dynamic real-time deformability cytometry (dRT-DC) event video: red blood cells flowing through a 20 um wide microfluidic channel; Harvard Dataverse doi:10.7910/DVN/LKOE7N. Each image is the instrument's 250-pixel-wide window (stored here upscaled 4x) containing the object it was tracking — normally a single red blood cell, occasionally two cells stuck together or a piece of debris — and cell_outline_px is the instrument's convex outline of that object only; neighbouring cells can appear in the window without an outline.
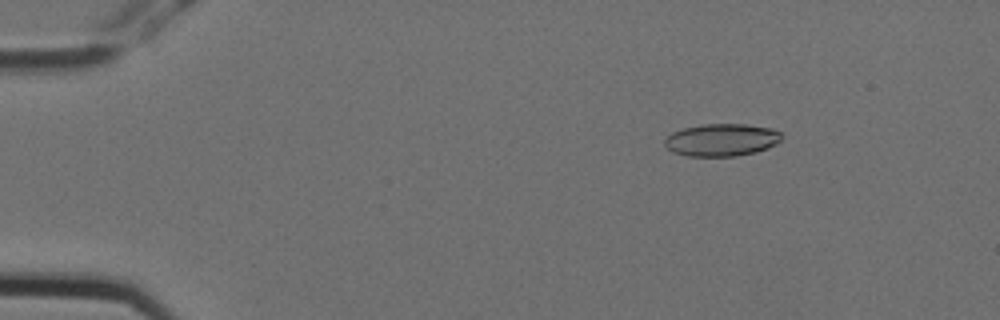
{"species": "Egyptian fruit bat (a non-hibernating species)", "species_latin": "Rousettus aegyptiacus", "temperature_condition": "cold", "stored_images_in_passage": 9, "camera_frame_rate_fps": 3000, "um_per_image_px": 0.085, "animal": {"sex": "female"}, "frame": {"image": 1, "passage_image": 3, "time_ms": 0.667, "image_size_px": [1000, 320], "cell_outline_px": [[784, 136], [776, 144], [768, 148], [756, 152], [736, 156], [688, 156], [672, 152], [664, 144], [664, 140], [672, 132], [684, 128], [700, 124], [748, 124], [772, 128], [780, 132]], "centroid_in_image_um": [61.36, 11.89], "position_along_channel_um": 23.6, "area_um2": 22.31}}
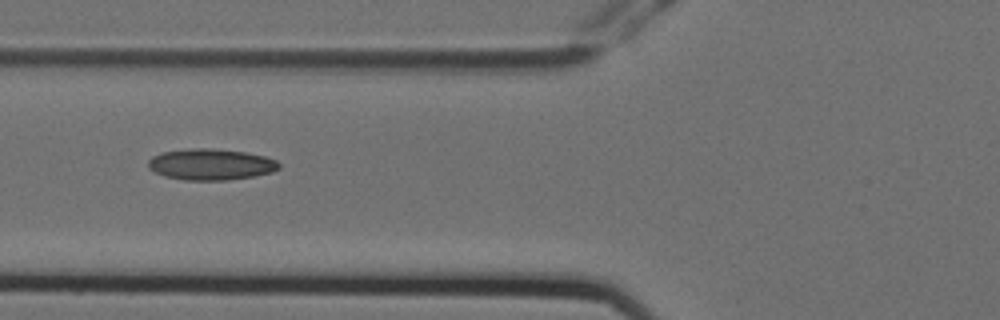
{"frame": {"image": 2, "passage_image": 7, "time_ms": 2.0, "image_size_px": [1000, 320], "cell_outline_px": [[280, 168], [272, 172], [252, 176], [228, 180], [184, 180], [164, 176], [148, 168], [148, 160], [152, 156], [164, 152], [192, 148], [212, 148], [244, 152], [264, 156], [276, 160], [280, 164]], "centroid_in_image_um": [17.92, 13.97], "position_along_channel_um": 107.9, "area_um2": 23.7}}
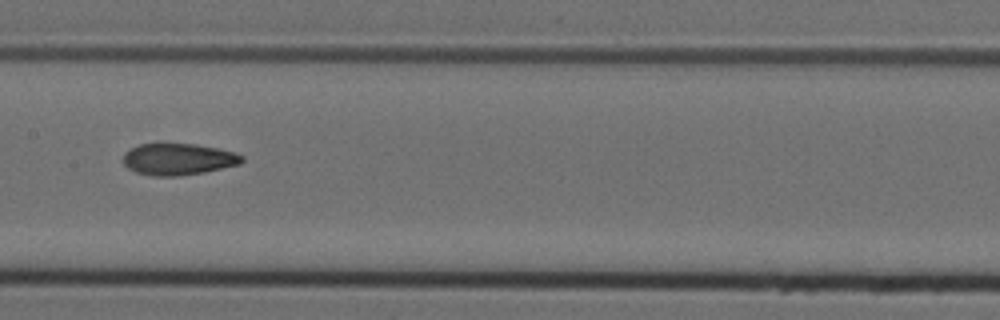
{"frame": {"image": 3, "passage_image": 9, "time_ms": 2.667, "image_size_px": [1000, 320], "cell_outline_px": [[244, 160], [240, 164], [204, 172], [180, 176], [152, 176], [136, 172], [128, 168], [124, 164], [124, 152], [128, 148], [140, 144], [196, 144], [236, 152], [244, 156]], "centroid_in_image_um": [15.15, 13.53], "position_along_channel_um": 192.2, "area_um2": 21.96}}